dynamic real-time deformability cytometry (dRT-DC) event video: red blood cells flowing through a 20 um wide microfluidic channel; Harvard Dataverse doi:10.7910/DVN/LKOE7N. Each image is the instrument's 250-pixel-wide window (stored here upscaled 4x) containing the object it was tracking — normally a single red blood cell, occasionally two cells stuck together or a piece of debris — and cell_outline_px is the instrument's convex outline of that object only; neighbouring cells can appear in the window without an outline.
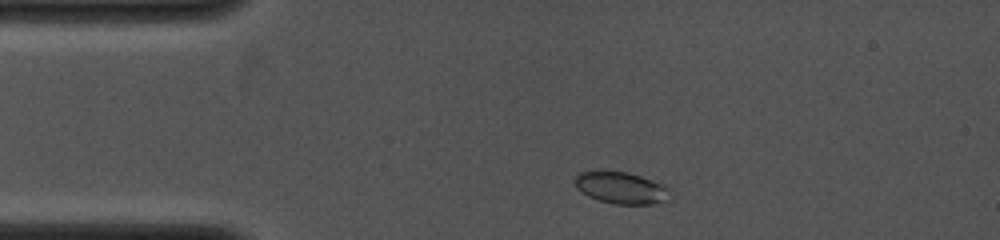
{"species": "common noctule bat (a hibernating species)", "species_latin": "Nyctalus noctula", "temperature_condition": "cold", "stored_images_in_passage": 23, "camera_frame_rate_fps": 4000, "um_per_image_px": 0.085, "animal": {"sex": "female", "body_mass_g": 19.0, "forearm_length_mm": 53.3}, "frame": {"image": 1, "passage_image": 4, "time_ms": 0.75, "image_size_px": [1000, 240], "cell_outline_px": [[672, 200], [652, 204], [616, 204], [600, 200], [588, 196], [580, 192], [576, 188], [576, 176], [580, 172], [600, 168], [604, 168], [628, 172], [664, 184], [672, 188]], "centroid_in_image_um": [52.85, 15.93], "position_along_channel_um": 32.2, "area_um2": 18.5}}
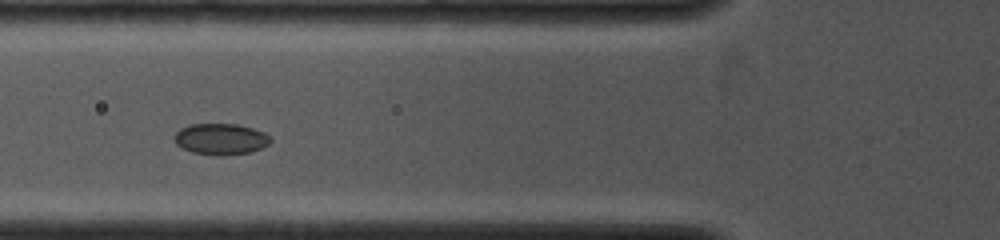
{"frame": {"image": 2, "passage_image": 16, "time_ms": 3.25, "image_size_px": [1000, 240], "cell_outline_px": [[272, 140], [268, 144], [252, 152], [224, 156], [220, 156], [192, 152], [176, 144], [172, 136], [180, 128], [192, 124], [236, 124], [252, 128], [264, 132], [272, 136]], "centroid_in_image_um": [18.77, 11.82], "position_along_channel_um": 107.0, "area_um2": 17.63}}
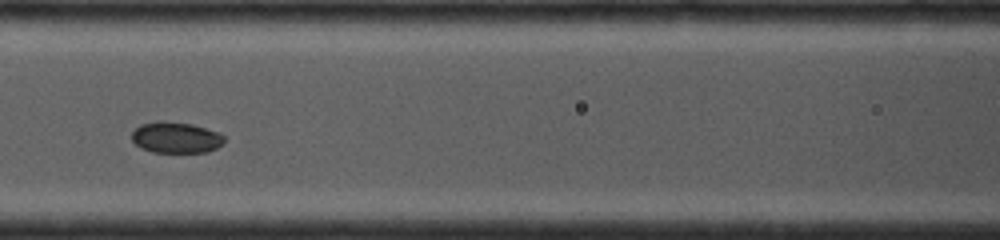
{"frame": {"image": 3, "passage_image": 20, "time_ms": 4.25, "image_size_px": [1000, 240], "cell_outline_px": [[224, 144], [208, 152], [152, 152], [140, 148], [132, 140], [132, 132], [140, 124], [156, 120], [160, 120], [192, 124], [220, 132], [224, 136]], "centroid_in_image_um": [14.96, 11.68], "position_along_channel_um": 151.6, "area_um2": 16.99}}